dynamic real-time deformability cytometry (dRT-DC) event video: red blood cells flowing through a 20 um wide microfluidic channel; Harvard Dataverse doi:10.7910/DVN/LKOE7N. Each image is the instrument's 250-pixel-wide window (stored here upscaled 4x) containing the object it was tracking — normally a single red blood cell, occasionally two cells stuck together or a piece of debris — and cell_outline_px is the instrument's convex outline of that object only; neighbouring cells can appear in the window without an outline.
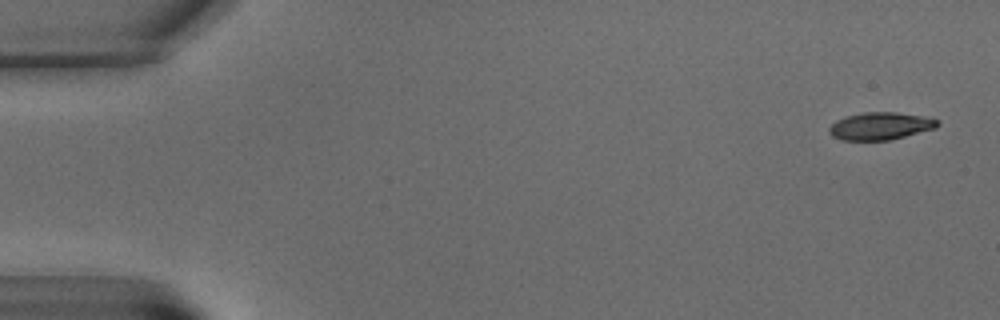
{"species": "common noctule bat (a hibernating species)", "species_latin": "Nyctalus noctula", "temperature_condition": "warm", "stored_images_in_passage": 12, "camera_frame_rate_fps": 3000, "um_per_image_px": 0.085, "animal": {"sex": "male", "body_mass_g": 15.6}, "frame": {"image": 1, "passage_image": 1, "time_ms": 0.0, "image_size_px": [1000, 320], "cell_outline_px": [[940, 124], [936, 128], [888, 140], [840, 140], [832, 136], [828, 132], [828, 128], [836, 120], [844, 116], [864, 112], [896, 112], [924, 116], [940, 120]], "centroid_in_image_um": [74.82, 10.7], "position_along_channel_um": 10.2, "area_um2": 17.46}}
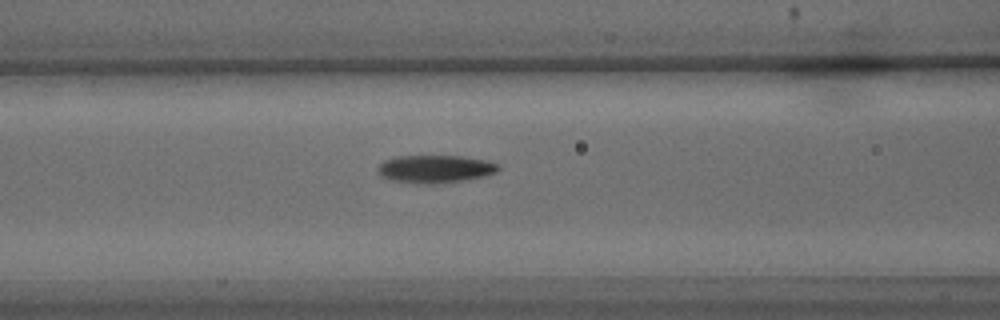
{"frame": {"image": 2, "passage_image": 8, "time_ms": 9.0, "image_size_px": [1000, 320], "cell_outline_px": [[500, 168], [496, 172], [484, 176], [460, 180], [432, 184], [428, 184], [392, 180], [380, 176], [376, 172], [376, 168], [384, 160], [396, 156], [460, 156], [488, 160], [500, 164]], "centroid_in_image_um": [36.97, 14.34], "position_along_channel_um": 129.6, "area_um2": 19.48}}
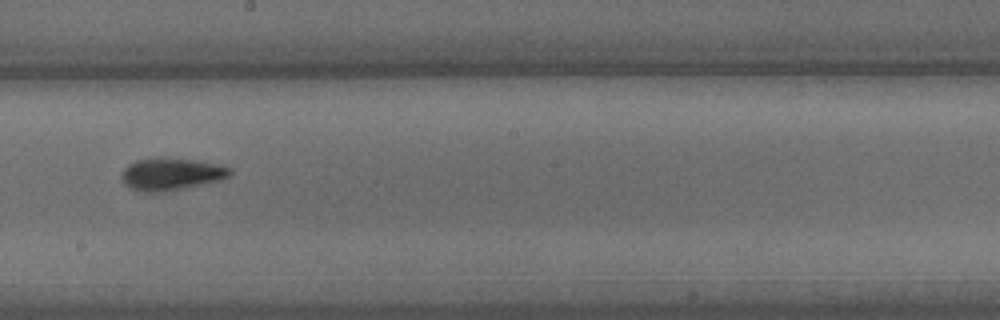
{"frame": {"image": 3, "passage_image": 11, "time_ms": 12.667, "image_size_px": [1000, 320], "cell_outline_px": [[232, 172], [228, 176], [220, 180], [160, 192], [144, 192], [128, 188], [124, 184], [120, 176], [120, 172], [128, 164], [136, 160], [156, 156], [160, 156], [192, 160], [220, 164], [232, 168]], "centroid_in_image_um": [14.48, 14.77], "position_along_channel_um": 233.7, "area_um2": 20.58}}